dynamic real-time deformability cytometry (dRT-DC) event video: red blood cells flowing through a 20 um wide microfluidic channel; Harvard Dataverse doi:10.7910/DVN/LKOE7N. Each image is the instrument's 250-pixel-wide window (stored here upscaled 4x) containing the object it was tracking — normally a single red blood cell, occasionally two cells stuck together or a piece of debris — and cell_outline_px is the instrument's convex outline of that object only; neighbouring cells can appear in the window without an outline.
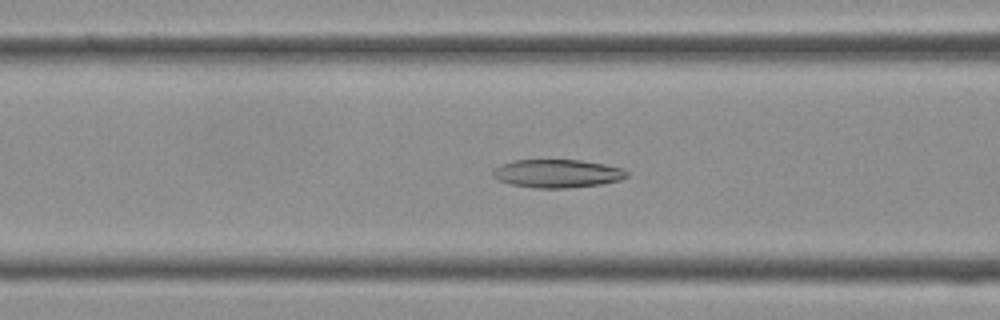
{"species": "Egyptian fruit bat (a non-hibernating species)", "species_latin": "Rousettus aegyptiacus", "temperature_condition": "cold", "stored_images_in_passage": 38, "camera_frame_rate_fps": 3000, "um_per_image_px": 0.085, "frame": {"image": 1, "passage_image": 14, "time_ms": 4.333, "image_size_px": [1000, 320], "cell_outline_px": [[628, 176], [620, 180], [600, 184], [564, 188], [532, 188], [512, 184], [500, 180], [492, 176], [492, 172], [500, 164], [516, 160], [580, 160], [604, 164], [624, 168], [628, 172]], "centroid_in_image_um": [47.39, 14.74], "position_along_channel_um": 119.2, "area_um2": 21.96}}
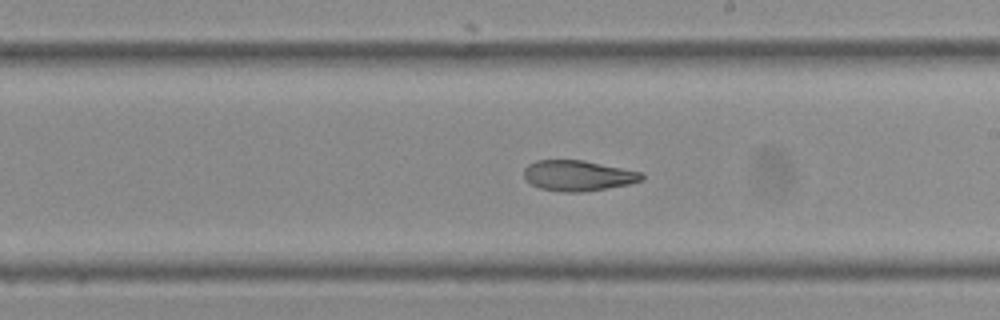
{"frame": {"image": 2, "passage_image": 21, "time_ms": 6.667, "image_size_px": [1000, 320], "cell_outline_px": [[644, 180], [628, 184], [580, 192], [560, 192], [540, 188], [524, 180], [524, 168], [528, 164], [536, 160], [584, 160], [640, 172], [644, 176]], "centroid_in_image_um": [49.08, 14.92], "position_along_channel_um": 239.9, "area_um2": 20.87}}
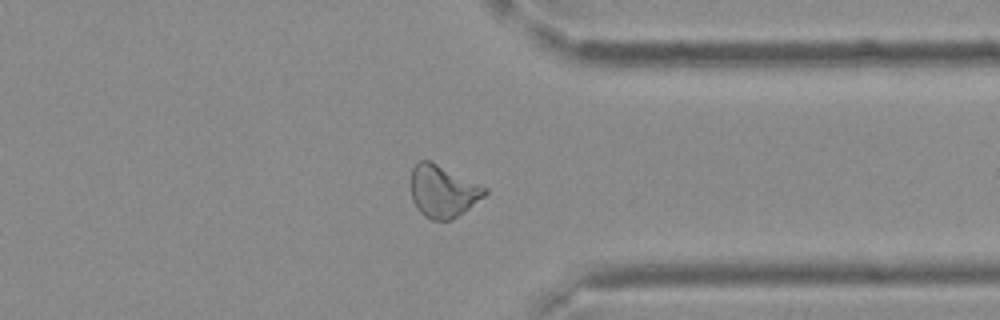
{"frame": {"image": 3, "passage_image": 29, "time_ms": 9.333, "image_size_px": [1000, 320], "cell_outline_px": [[488, 192], [484, 196], [464, 212], [452, 220], [432, 220], [424, 216], [416, 208], [412, 200], [412, 168], [420, 160], [432, 160], [488, 188]], "centroid_in_image_um": [37.66, 16.25], "position_along_channel_um": 373.7, "area_um2": 22.6}}